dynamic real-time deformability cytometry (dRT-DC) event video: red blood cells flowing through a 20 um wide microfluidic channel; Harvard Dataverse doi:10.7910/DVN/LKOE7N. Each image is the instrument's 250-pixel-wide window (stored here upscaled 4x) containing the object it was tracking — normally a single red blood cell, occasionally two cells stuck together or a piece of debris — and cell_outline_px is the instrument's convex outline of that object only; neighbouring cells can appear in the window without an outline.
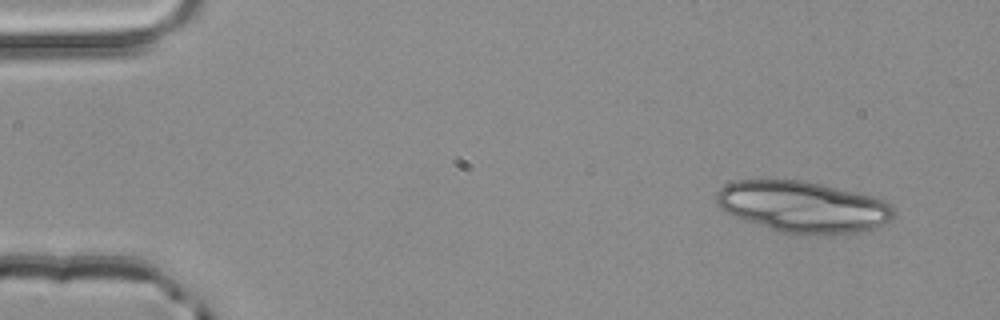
{"species": "common noctule bat (a hibernating species)", "species_latin": "Nyctalus noctula", "temperature_condition": "room temperature", "stored_images_in_passage": 4, "camera_frame_rate_fps": 3000, "um_per_image_px": 0.085, "animal": {"sex": "male", "body_mass_g": 20.4}, "frame": {"image": 1, "passage_image": 1, "time_ms": 0.0, "image_size_px": [1000, 320], "cell_outline_px": [[896, 216], [884, 224], [860, 232], [784, 232], [744, 220], [732, 216], [720, 208], [716, 204], [716, 196], [720, 188], [736, 180], [804, 180], [856, 192], [872, 196], [884, 200], [892, 204], [896, 208]], "centroid_in_image_um": [68.27, 17.54], "position_along_channel_um": 16.7, "area_um2": 52.19}}